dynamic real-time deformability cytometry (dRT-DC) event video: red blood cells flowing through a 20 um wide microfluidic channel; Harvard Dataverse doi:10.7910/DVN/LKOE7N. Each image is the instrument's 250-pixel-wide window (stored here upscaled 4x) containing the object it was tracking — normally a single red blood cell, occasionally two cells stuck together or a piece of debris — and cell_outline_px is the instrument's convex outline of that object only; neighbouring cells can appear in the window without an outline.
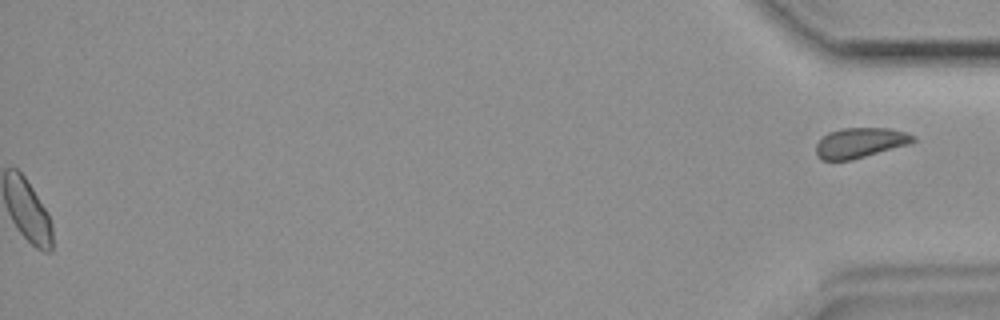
{"species": "common noctule bat (a hibernating species)", "species_latin": "Nyctalus noctula", "temperature_condition": "room temperature", "stored_images_in_passage": 33, "segment_of_instrument_passage": [2, 2], "camera_frame_rate_fps": 3000, "um_per_image_px": 0.085, "animal": {"sex": "female", "body_mass_g": 19.9}, "frame": {"image": 1, "passage_image": 33, "time_ms": 10.667, "image_size_px": [1000, 320], "cell_outline_px": [[916, 140], [908, 144], [852, 160], [824, 160], [816, 152], [816, 144], [828, 132], [844, 128], [888, 128], [904, 132], [916, 136]], "centroid_in_image_um": [73.12, 12.13], "position_along_channel_um": 362.1, "area_um2": 16.76}}